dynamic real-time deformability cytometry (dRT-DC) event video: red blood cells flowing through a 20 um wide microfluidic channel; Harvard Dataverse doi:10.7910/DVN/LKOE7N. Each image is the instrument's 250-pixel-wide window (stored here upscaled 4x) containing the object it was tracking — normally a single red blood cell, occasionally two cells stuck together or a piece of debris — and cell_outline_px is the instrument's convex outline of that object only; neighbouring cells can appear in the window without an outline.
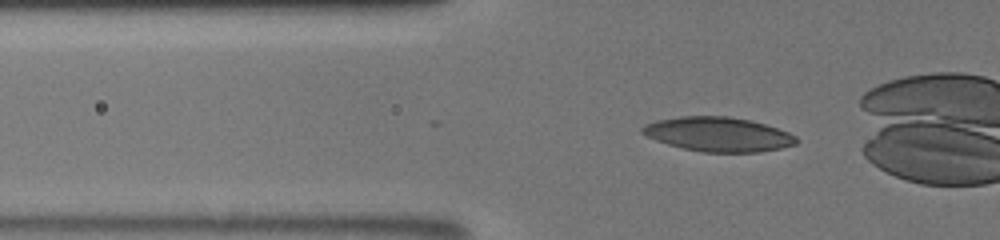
{"species": "human", "species_latin": "Homo sapiens", "temperature_condition": "room temperature", "stored_images_in_passage": 35, "camera_frame_rate_fps": 3000, "um_per_image_px": 0.085, "donor": {"sex": "male"}, "frame": {"image": 1, "passage_image": 5, "time_ms": 1.333, "image_size_px": [1000, 240], "cell_outline_px": [[800, 140], [796, 144], [780, 148], [760, 152], [704, 152], [684, 148], [668, 144], [656, 140], [640, 132], [640, 128], [644, 124], [656, 120], [680, 116], [728, 116], [752, 120], [788, 132], [796, 136]], "centroid_in_image_um": [61.05, 11.41], "position_along_channel_um": 64.8, "area_um2": 30.87}}
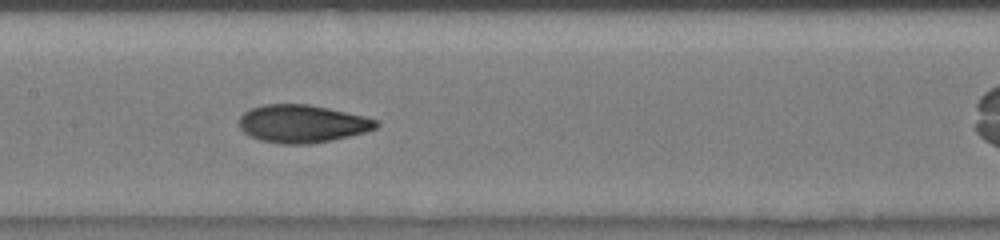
{"frame": {"image": 2, "passage_image": 15, "time_ms": 4.667, "image_size_px": [1000, 240], "cell_outline_px": [[380, 124], [376, 128], [364, 132], [348, 136], [308, 144], [284, 144], [260, 140], [244, 132], [240, 128], [240, 116], [244, 112], [252, 108], [264, 104], [308, 104], [328, 108], [364, 116], [380, 120]], "centroid_in_image_um": [25.7, 10.5], "position_along_channel_um": 181.7, "area_um2": 29.94}}
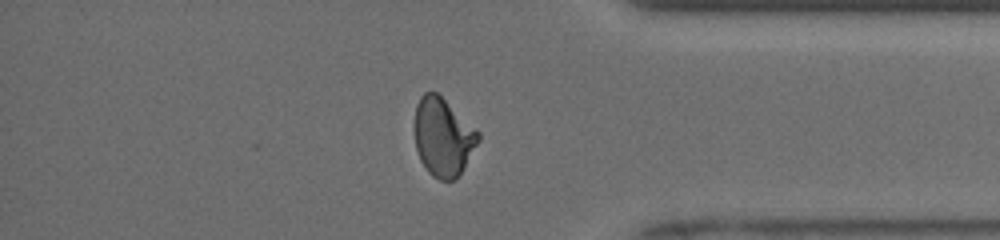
{"frame": {"image": 3, "passage_image": 32, "time_ms": 10.333, "image_size_px": [1000, 240], "cell_outline_px": [[480, 140], [456, 180], [440, 180], [432, 176], [428, 172], [420, 160], [416, 148], [416, 104], [420, 96], [424, 92], [436, 92], [480, 132]], "centroid_in_image_um": [37.67, 11.67], "position_along_channel_um": 397.5, "area_um2": 28.73}}